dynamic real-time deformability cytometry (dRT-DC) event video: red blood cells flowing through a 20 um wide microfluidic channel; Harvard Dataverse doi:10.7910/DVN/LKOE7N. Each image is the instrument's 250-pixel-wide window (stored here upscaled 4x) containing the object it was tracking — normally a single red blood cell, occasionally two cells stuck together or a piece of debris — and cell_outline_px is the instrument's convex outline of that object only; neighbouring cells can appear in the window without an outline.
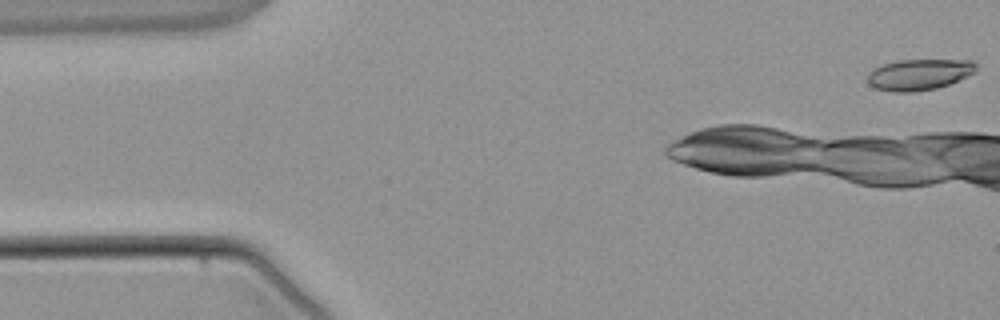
{"species": "common noctule bat (a hibernating species)", "species_latin": "Nyctalus noctula", "temperature_condition": "warm", "stored_images_in_passage": 4, "camera_frame_rate_fps": 3000, "um_per_image_px": 0.085, "animal": {"sex": "male", "body_mass_g": 21.5, "forearm_length_mm": 52.0}, "frame": {"image": 1, "passage_image": 1, "time_ms": 0.0, "image_size_px": [1000, 320], "cell_outline_px": [[976, 72], [948, 84], [936, 88], [912, 92], [896, 92], [876, 88], [868, 84], [868, 76], [876, 68], [884, 64], [896, 60], [972, 60], [976, 64]], "centroid_in_image_um": [78.15, 6.33], "position_along_channel_um": 6.9, "area_um2": 19.36}}